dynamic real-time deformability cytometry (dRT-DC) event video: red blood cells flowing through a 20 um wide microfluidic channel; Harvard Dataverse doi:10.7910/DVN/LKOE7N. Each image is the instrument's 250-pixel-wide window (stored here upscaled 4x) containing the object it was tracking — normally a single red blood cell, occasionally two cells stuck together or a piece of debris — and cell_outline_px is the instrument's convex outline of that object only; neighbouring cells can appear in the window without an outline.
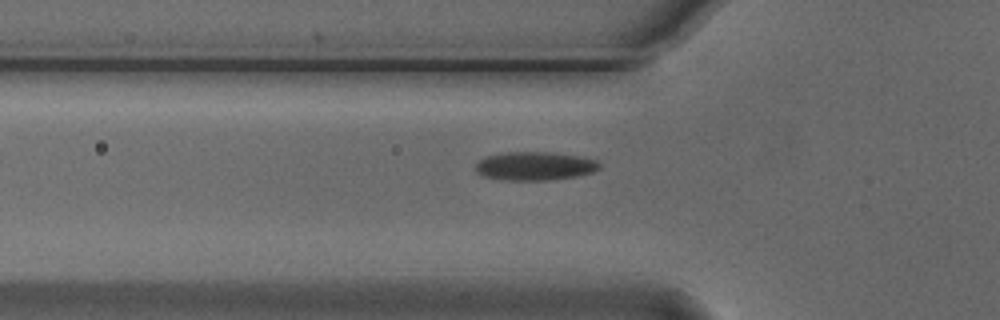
{"species": "Egyptian fruit bat (a non-hibernating species)", "species_latin": "Rousettus aegyptiacus", "temperature_condition": "cold", "stored_images_in_passage": 26, "camera_frame_rate_fps": 3000, "um_per_image_px": 0.085, "animal": {"sex": "male"}, "frame": {"image": 1, "passage_image": 5, "time_ms": 1.333, "image_size_px": [1000, 320], "cell_outline_px": [[600, 168], [592, 172], [576, 176], [544, 180], [504, 180], [484, 176], [476, 172], [476, 164], [484, 156], [504, 152], [552, 152], [580, 156], [596, 160], [600, 164]], "centroid_in_image_um": [45.44, 14.1], "position_along_channel_um": 80.4, "area_um2": 20.58}}
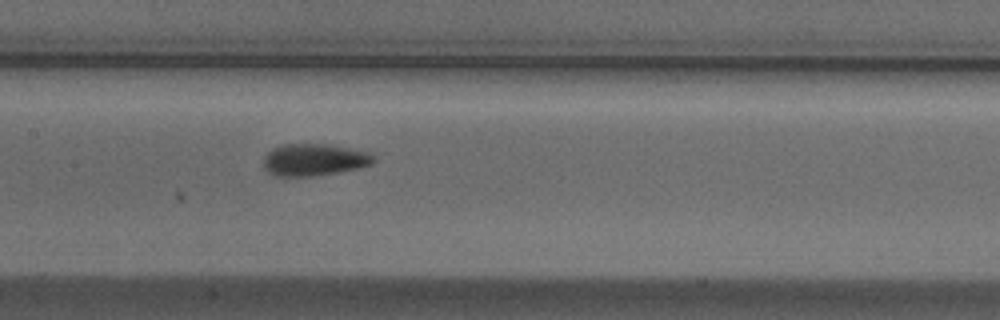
{"frame": {"image": 2, "passage_image": 13, "time_ms": 4.0, "image_size_px": [1000, 320], "cell_outline_px": [[376, 160], [372, 164], [356, 168], [336, 172], [312, 176], [276, 176], [268, 172], [264, 168], [264, 156], [272, 148], [284, 144], [324, 144], [368, 152]], "centroid_in_image_um": [26.65, 13.58], "position_along_channel_um": 180.8, "area_um2": 20.23}}
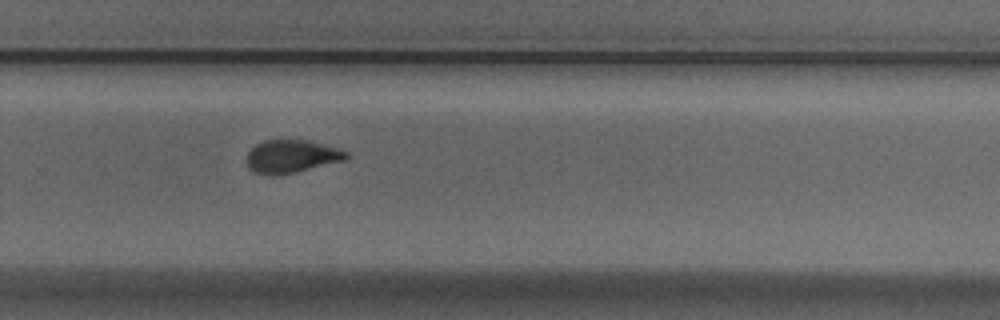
{"frame": {"image": 3, "passage_image": 23, "time_ms": 7.333, "image_size_px": [1000, 320], "cell_outline_px": [[348, 160], [296, 172], [272, 176], [252, 172], [248, 168], [244, 160], [248, 152], [256, 144], [264, 140], [308, 140], [348, 152]], "centroid_in_image_um": [24.73, 13.31], "position_along_channel_um": 305.1, "area_um2": 19.36}}